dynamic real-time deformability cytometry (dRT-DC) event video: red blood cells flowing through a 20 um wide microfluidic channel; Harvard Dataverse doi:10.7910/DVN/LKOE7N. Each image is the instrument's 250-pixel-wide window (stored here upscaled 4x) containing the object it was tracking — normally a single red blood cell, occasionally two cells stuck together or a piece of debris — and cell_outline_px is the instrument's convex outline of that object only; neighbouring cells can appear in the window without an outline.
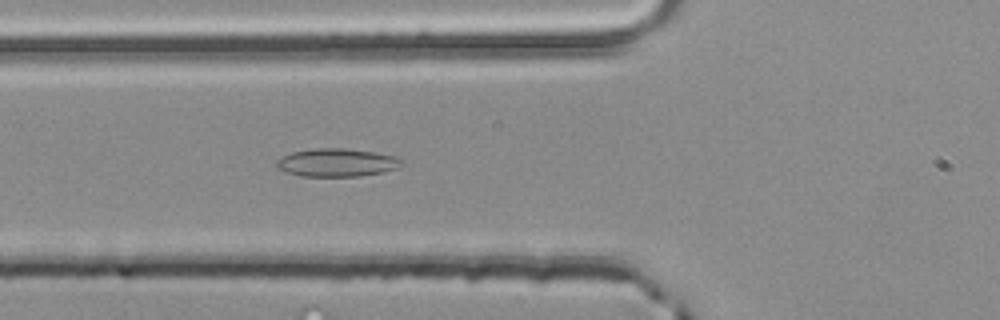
{"species": "common noctule bat (a hibernating species)", "species_latin": "Nyctalus noctula", "temperature_condition": "room temperature", "stored_images_in_passage": 37, "camera_frame_rate_fps": 3000, "um_per_image_px": 0.085, "animal": {"sex": "male", "body_mass_g": 20.4}, "frame": {"image": 1, "passage_image": 4, "time_ms": 1.0, "image_size_px": [1000, 320], "cell_outline_px": [[404, 164], [396, 168], [384, 172], [360, 176], [300, 176], [276, 168], [276, 164], [284, 156], [292, 152], [312, 148], [344, 148], [372, 152], [396, 156], [404, 160]], "centroid_in_image_um": [28.68, 13.82], "position_along_channel_um": 97.1, "area_um2": 20.4}}
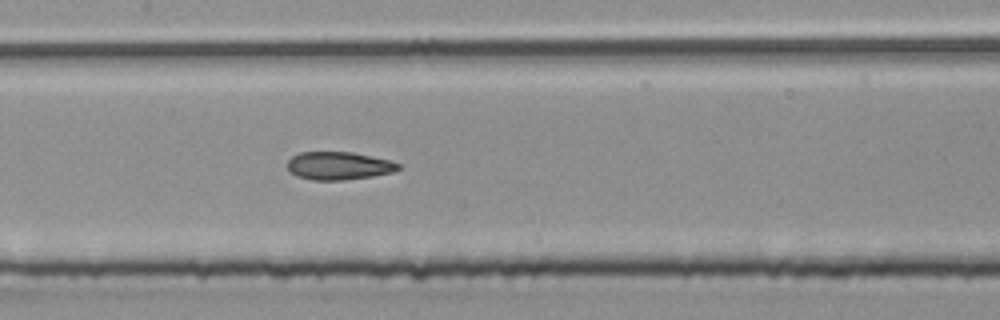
{"frame": {"image": 2, "passage_image": 10, "time_ms": 3.0, "image_size_px": [1000, 320], "cell_outline_px": [[400, 168], [392, 172], [372, 176], [344, 180], [312, 180], [296, 176], [288, 168], [288, 160], [292, 156], [300, 152], [352, 152], [392, 160], [400, 164]], "centroid_in_image_um": [28.8, 14.08], "position_along_channel_um": 178.6, "area_um2": 18.09}}
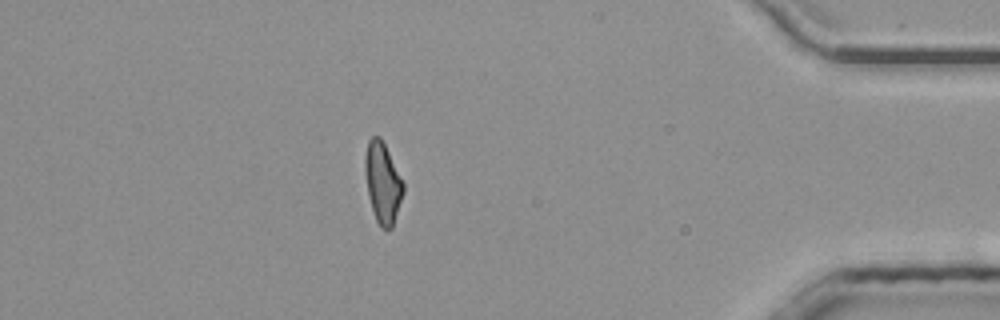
{"frame": {"image": 3, "passage_image": 30, "time_ms": 9.667, "image_size_px": [1000, 320], "cell_outline_px": [[404, 192], [392, 228], [388, 232], [380, 228], [376, 220], [368, 196], [364, 168], [364, 156], [368, 140], [372, 136], [380, 136], [404, 184]], "centroid_in_image_um": [32.51, 15.57], "position_along_channel_um": 402.7, "area_um2": 18.03}, "authors_computed_cell_mechanics": {"area_um2": 18.1492, "velocity_mm_per_s": 4.0427, "shape_relaxation_time_tau1_ms": null, "shape_relaxation_time_tau2_ms": 2.4115, "deformation_change_tau1": null, "deformation_change_tau2": 0.0995}}